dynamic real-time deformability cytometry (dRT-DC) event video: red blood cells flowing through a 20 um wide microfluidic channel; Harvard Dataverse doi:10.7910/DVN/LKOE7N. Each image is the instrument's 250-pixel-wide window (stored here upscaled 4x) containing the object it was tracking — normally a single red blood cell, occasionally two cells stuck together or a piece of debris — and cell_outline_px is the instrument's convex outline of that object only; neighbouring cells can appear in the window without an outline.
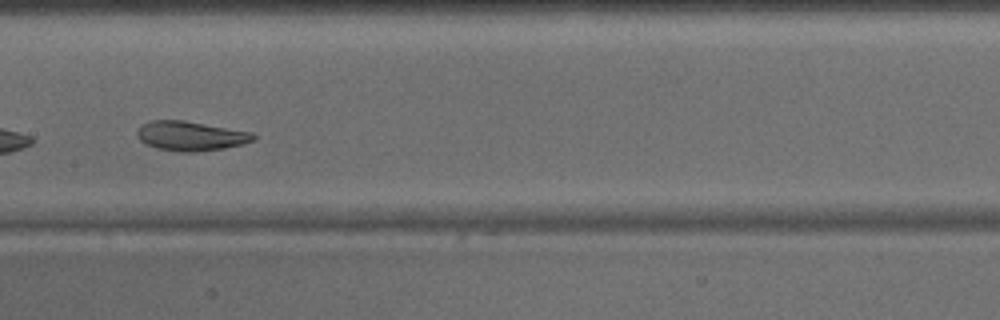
{"species": "common noctule bat (a hibernating species)", "species_latin": "Nyctalus noctula", "temperature_condition": "warm", "stored_images_in_passage": 32, "camera_frame_rate_fps": 3000, "um_per_image_px": 0.085, "animal": {"sex": "male", "body_mass_g": 15.6}, "frame": {"image": 1, "passage_image": 23, "time_ms": 7.333, "image_size_px": [1000, 320], "cell_outline_px": [[256, 136], [252, 140], [240, 144], [224, 148], [196, 152], [180, 152], [156, 148], [140, 140], [136, 136], [136, 132], [140, 124], [148, 120], [184, 120], [252, 132]], "centroid_in_image_um": [16.14, 11.54], "position_along_channel_um": 191.3, "area_um2": 20.0}}